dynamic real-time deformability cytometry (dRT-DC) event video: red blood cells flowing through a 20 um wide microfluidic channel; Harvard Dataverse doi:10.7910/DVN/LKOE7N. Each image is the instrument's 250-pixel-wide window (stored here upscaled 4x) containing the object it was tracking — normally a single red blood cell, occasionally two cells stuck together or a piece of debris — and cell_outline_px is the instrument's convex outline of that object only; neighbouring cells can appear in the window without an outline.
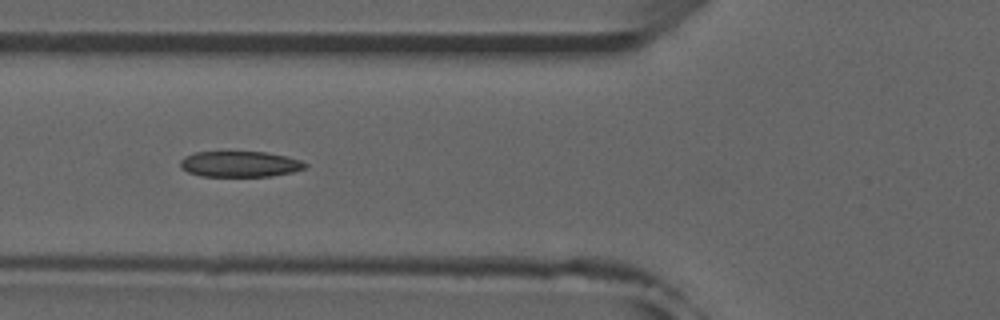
{"species": "common noctule bat (a hibernating species)", "species_latin": "Nyctalus noctula", "temperature_condition": "room temperature", "stored_images_in_passage": 38, "camera_frame_rate_fps": 3000, "um_per_image_px": 0.085, "animal": {"sex": "male", "forearm_length_mm": 52.5}, "frame": {"image": 1, "passage_image": 6, "time_ms": 1.667, "image_size_px": [1000, 320], "cell_outline_px": [[308, 164], [304, 168], [292, 172], [272, 176], [200, 176], [188, 172], [180, 168], [180, 160], [184, 156], [196, 152], [268, 152], [288, 156], [300, 160]], "centroid_in_image_um": [20.38, 13.94], "position_along_channel_um": 105.4, "area_um2": 18.84}, "authors_computed_cell_mechanics": {"area_um2": 19.3919, "velocity_mm_per_s": 3.931, "shape_relaxation_time_tau1_ms": null, "shape_relaxation_time_tau2_ms": 2.0865, "deformation_change_tau1": null, "deformation_change_tau2": 0.0859}}